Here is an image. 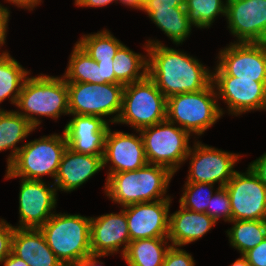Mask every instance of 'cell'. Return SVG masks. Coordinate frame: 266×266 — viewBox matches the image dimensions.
I'll return each mask as SVG.
<instances>
[{
    "label": "cell",
    "mask_w": 266,
    "mask_h": 266,
    "mask_svg": "<svg viewBox=\"0 0 266 266\" xmlns=\"http://www.w3.org/2000/svg\"><path fill=\"white\" fill-rule=\"evenodd\" d=\"M146 43L148 76L166 98L175 94L198 92L212 83V71L195 56L165 46L157 39H148Z\"/></svg>",
    "instance_id": "1"
},
{
    "label": "cell",
    "mask_w": 266,
    "mask_h": 266,
    "mask_svg": "<svg viewBox=\"0 0 266 266\" xmlns=\"http://www.w3.org/2000/svg\"><path fill=\"white\" fill-rule=\"evenodd\" d=\"M174 175L164 166L147 163L134 171L110 174L103 186L104 193L121 208L136 203L172 199L167 192Z\"/></svg>",
    "instance_id": "2"
},
{
    "label": "cell",
    "mask_w": 266,
    "mask_h": 266,
    "mask_svg": "<svg viewBox=\"0 0 266 266\" xmlns=\"http://www.w3.org/2000/svg\"><path fill=\"white\" fill-rule=\"evenodd\" d=\"M16 111L37 129L40 117L57 120L69 115L68 87L64 77L40 74L24 81L16 104ZM21 110V111H20Z\"/></svg>",
    "instance_id": "3"
},
{
    "label": "cell",
    "mask_w": 266,
    "mask_h": 266,
    "mask_svg": "<svg viewBox=\"0 0 266 266\" xmlns=\"http://www.w3.org/2000/svg\"><path fill=\"white\" fill-rule=\"evenodd\" d=\"M91 217L54 213L39 229L63 266L76 265L91 254Z\"/></svg>",
    "instance_id": "4"
},
{
    "label": "cell",
    "mask_w": 266,
    "mask_h": 266,
    "mask_svg": "<svg viewBox=\"0 0 266 266\" xmlns=\"http://www.w3.org/2000/svg\"><path fill=\"white\" fill-rule=\"evenodd\" d=\"M223 114L225 111L218 103L213 83L198 92L175 94L167 98L166 119L191 136L204 135Z\"/></svg>",
    "instance_id": "5"
},
{
    "label": "cell",
    "mask_w": 266,
    "mask_h": 266,
    "mask_svg": "<svg viewBox=\"0 0 266 266\" xmlns=\"http://www.w3.org/2000/svg\"><path fill=\"white\" fill-rule=\"evenodd\" d=\"M67 147L63 131L62 134L44 135L23 144L12 163L6 167L5 179L43 180V176H49L55 180Z\"/></svg>",
    "instance_id": "6"
},
{
    "label": "cell",
    "mask_w": 266,
    "mask_h": 266,
    "mask_svg": "<svg viewBox=\"0 0 266 266\" xmlns=\"http://www.w3.org/2000/svg\"><path fill=\"white\" fill-rule=\"evenodd\" d=\"M167 98L147 75L142 80L124 85L122 109L116 124L136 130L166 120Z\"/></svg>",
    "instance_id": "7"
},
{
    "label": "cell",
    "mask_w": 266,
    "mask_h": 266,
    "mask_svg": "<svg viewBox=\"0 0 266 266\" xmlns=\"http://www.w3.org/2000/svg\"><path fill=\"white\" fill-rule=\"evenodd\" d=\"M139 132L148 163L164 166L176 174L185 163L191 135L167 119Z\"/></svg>",
    "instance_id": "8"
},
{
    "label": "cell",
    "mask_w": 266,
    "mask_h": 266,
    "mask_svg": "<svg viewBox=\"0 0 266 266\" xmlns=\"http://www.w3.org/2000/svg\"><path fill=\"white\" fill-rule=\"evenodd\" d=\"M69 114L98 116L116 124L122 109L124 85L67 82Z\"/></svg>",
    "instance_id": "9"
},
{
    "label": "cell",
    "mask_w": 266,
    "mask_h": 266,
    "mask_svg": "<svg viewBox=\"0 0 266 266\" xmlns=\"http://www.w3.org/2000/svg\"><path fill=\"white\" fill-rule=\"evenodd\" d=\"M242 157L239 153L227 152L194 140L185 162L189 158L186 182L211 183L224 187L233 177L234 166Z\"/></svg>",
    "instance_id": "10"
},
{
    "label": "cell",
    "mask_w": 266,
    "mask_h": 266,
    "mask_svg": "<svg viewBox=\"0 0 266 266\" xmlns=\"http://www.w3.org/2000/svg\"><path fill=\"white\" fill-rule=\"evenodd\" d=\"M212 76L266 82V43L230 42L220 49Z\"/></svg>",
    "instance_id": "11"
},
{
    "label": "cell",
    "mask_w": 266,
    "mask_h": 266,
    "mask_svg": "<svg viewBox=\"0 0 266 266\" xmlns=\"http://www.w3.org/2000/svg\"><path fill=\"white\" fill-rule=\"evenodd\" d=\"M236 171L224 186L230 197L232 220H266V187L248 166Z\"/></svg>",
    "instance_id": "12"
},
{
    "label": "cell",
    "mask_w": 266,
    "mask_h": 266,
    "mask_svg": "<svg viewBox=\"0 0 266 266\" xmlns=\"http://www.w3.org/2000/svg\"><path fill=\"white\" fill-rule=\"evenodd\" d=\"M19 179V225L14 227L39 229L56 212L57 189L52 182Z\"/></svg>",
    "instance_id": "13"
},
{
    "label": "cell",
    "mask_w": 266,
    "mask_h": 266,
    "mask_svg": "<svg viewBox=\"0 0 266 266\" xmlns=\"http://www.w3.org/2000/svg\"><path fill=\"white\" fill-rule=\"evenodd\" d=\"M212 83L218 100L224 101L228 108L227 113L232 116L265 109L266 82L233 76H212Z\"/></svg>",
    "instance_id": "14"
},
{
    "label": "cell",
    "mask_w": 266,
    "mask_h": 266,
    "mask_svg": "<svg viewBox=\"0 0 266 266\" xmlns=\"http://www.w3.org/2000/svg\"><path fill=\"white\" fill-rule=\"evenodd\" d=\"M225 19L234 42L266 43V0L226 1Z\"/></svg>",
    "instance_id": "15"
},
{
    "label": "cell",
    "mask_w": 266,
    "mask_h": 266,
    "mask_svg": "<svg viewBox=\"0 0 266 266\" xmlns=\"http://www.w3.org/2000/svg\"><path fill=\"white\" fill-rule=\"evenodd\" d=\"M137 132L138 135L109 128L103 154V168L109 166L107 177L113 173L137 170L148 163L142 136L139 130Z\"/></svg>",
    "instance_id": "16"
},
{
    "label": "cell",
    "mask_w": 266,
    "mask_h": 266,
    "mask_svg": "<svg viewBox=\"0 0 266 266\" xmlns=\"http://www.w3.org/2000/svg\"><path fill=\"white\" fill-rule=\"evenodd\" d=\"M172 199L142 202L122 207L127 217L130 240L168 237Z\"/></svg>",
    "instance_id": "17"
},
{
    "label": "cell",
    "mask_w": 266,
    "mask_h": 266,
    "mask_svg": "<svg viewBox=\"0 0 266 266\" xmlns=\"http://www.w3.org/2000/svg\"><path fill=\"white\" fill-rule=\"evenodd\" d=\"M130 241L127 217L123 208L119 213L91 217L90 245L93 254L114 255L120 252L123 256Z\"/></svg>",
    "instance_id": "18"
},
{
    "label": "cell",
    "mask_w": 266,
    "mask_h": 266,
    "mask_svg": "<svg viewBox=\"0 0 266 266\" xmlns=\"http://www.w3.org/2000/svg\"><path fill=\"white\" fill-rule=\"evenodd\" d=\"M72 117L63 132L68 147L74 152L103 155L110 124L98 116L69 114Z\"/></svg>",
    "instance_id": "19"
},
{
    "label": "cell",
    "mask_w": 266,
    "mask_h": 266,
    "mask_svg": "<svg viewBox=\"0 0 266 266\" xmlns=\"http://www.w3.org/2000/svg\"><path fill=\"white\" fill-rule=\"evenodd\" d=\"M142 11L176 46L192 33L184 0H144Z\"/></svg>",
    "instance_id": "20"
},
{
    "label": "cell",
    "mask_w": 266,
    "mask_h": 266,
    "mask_svg": "<svg viewBox=\"0 0 266 266\" xmlns=\"http://www.w3.org/2000/svg\"><path fill=\"white\" fill-rule=\"evenodd\" d=\"M103 169V155L74 152L69 147L64 151L53 184L57 192L71 193Z\"/></svg>",
    "instance_id": "21"
},
{
    "label": "cell",
    "mask_w": 266,
    "mask_h": 266,
    "mask_svg": "<svg viewBox=\"0 0 266 266\" xmlns=\"http://www.w3.org/2000/svg\"><path fill=\"white\" fill-rule=\"evenodd\" d=\"M216 223L207 213L191 211L179 205V210L169 215L167 238L171 246L183 247L205 236Z\"/></svg>",
    "instance_id": "22"
},
{
    "label": "cell",
    "mask_w": 266,
    "mask_h": 266,
    "mask_svg": "<svg viewBox=\"0 0 266 266\" xmlns=\"http://www.w3.org/2000/svg\"><path fill=\"white\" fill-rule=\"evenodd\" d=\"M11 252L30 266H63L40 229L14 227Z\"/></svg>",
    "instance_id": "23"
},
{
    "label": "cell",
    "mask_w": 266,
    "mask_h": 266,
    "mask_svg": "<svg viewBox=\"0 0 266 266\" xmlns=\"http://www.w3.org/2000/svg\"><path fill=\"white\" fill-rule=\"evenodd\" d=\"M35 130L31 123L16 110L7 111L0 107V152L9 149L11 151L6 158L7 167L23 146L19 147L17 143H22Z\"/></svg>",
    "instance_id": "24"
},
{
    "label": "cell",
    "mask_w": 266,
    "mask_h": 266,
    "mask_svg": "<svg viewBox=\"0 0 266 266\" xmlns=\"http://www.w3.org/2000/svg\"><path fill=\"white\" fill-rule=\"evenodd\" d=\"M170 247L167 237L133 240L122 258L128 266H162Z\"/></svg>",
    "instance_id": "25"
},
{
    "label": "cell",
    "mask_w": 266,
    "mask_h": 266,
    "mask_svg": "<svg viewBox=\"0 0 266 266\" xmlns=\"http://www.w3.org/2000/svg\"><path fill=\"white\" fill-rule=\"evenodd\" d=\"M143 47L146 55L132 51L125 44L118 49L112 63L115 84L127 85L142 80L148 75V44L145 43Z\"/></svg>",
    "instance_id": "26"
},
{
    "label": "cell",
    "mask_w": 266,
    "mask_h": 266,
    "mask_svg": "<svg viewBox=\"0 0 266 266\" xmlns=\"http://www.w3.org/2000/svg\"><path fill=\"white\" fill-rule=\"evenodd\" d=\"M64 79L66 82L105 84L102 67L76 42L70 53Z\"/></svg>",
    "instance_id": "27"
},
{
    "label": "cell",
    "mask_w": 266,
    "mask_h": 266,
    "mask_svg": "<svg viewBox=\"0 0 266 266\" xmlns=\"http://www.w3.org/2000/svg\"><path fill=\"white\" fill-rule=\"evenodd\" d=\"M30 74L9 52L0 54V104L9 98L16 106L24 81Z\"/></svg>",
    "instance_id": "28"
},
{
    "label": "cell",
    "mask_w": 266,
    "mask_h": 266,
    "mask_svg": "<svg viewBox=\"0 0 266 266\" xmlns=\"http://www.w3.org/2000/svg\"><path fill=\"white\" fill-rule=\"evenodd\" d=\"M226 231L232 248L240 255L257 246L266 238V220H232Z\"/></svg>",
    "instance_id": "29"
},
{
    "label": "cell",
    "mask_w": 266,
    "mask_h": 266,
    "mask_svg": "<svg viewBox=\"0 0 266 266\" xmlns=\"http://www.w3.org/2000/svg\"><path fill=\"white\" fill-rule=\"evenodd\" d=\"M77 43L95 61L113 62L118 49L123 45L110 30H100L93 34H84Z\"/></svg>",
    "instance_id": "30"
},
{
    "label": "cell",
    "mask_w": 266,
    "mask_h": 266,
    "mask_svg": "<svg viewBox=\"0 0 266 266\" xmlns=\"http://www.w3.org/2000/svg\"><path fill=\"white\" fill-rule=\"evenodd\" d=\"M189 21L194 28H210L217 16L226 17V0H184Z\"/></svg>",
    "instance_id": "31"
},
{
    "label": "cell",
    "mask_w": 266,
    "mask_h": 266,
    "mask_svg": "<svg viewBox=\"0 0 266 266\" xmlns=\"http://www.w3.org/2000/svg\"><path fill=\"white\" fill-rule=\"evenodd\" d=\"M217 189L214 190V184L211 183L185 182L179 199L180 206L191 211L206 213L213 192Z\"/></svg>",
    "instance_id": "32"
},
{
    "label": "cell",
    "mask_w": 266,
    "mask_h": 266,
    "mask_svg": "<svg viewBox=\"0 0 266 266\" xmlns=\"http://www.w3.org/2000/svg\"><path fill=\"white\" fill-rule=\"evenodd\" d=\"M206 213L216 222L220 219L228 223L232 221L230 197L225 187H219L214 192Z\"/></svg>",
    "instance_id": "33"
},
{
    "label": "cell",
    "mask_w": 266,
    "mask_h": 266,
    "mask_svg": "<svg viewBox=\"0 0 266 266\" xmlns=\"http://www.w3.org/2000/svg\"><path fill=\"white\" fill-rule=\"evenodd\" d=\"M192 254L180 247L171 246L165 255L162 266H195Z\"/></svg>",
    "instance_id": "34"
},
{
    "label": "cell",
    "mask_w": 266,
    "mask_h": 266,
    "mask_svg": "<svg viewBox=\"0 0 266 266\" xmlns=\"http://www.w3.org/2000/svg\"><path fill=\"white\" fill-rule=\"evenodd\" d=\"M14 226L0 218V262L11 253Z\"/></svg>",
    "instance_id": "35"
},
{
    "label": "cell",
    "mask_w": 266,
    "mask_h": 266,
    "mask_svg": "<svg viewBox=\"0 0 266 266\" xmlns=\"http://www.w3.org/2000/svg\"><path fill=\"white\" fill-rule=\"evenodd\" d=\"M243 256L250 266H266V238L254 248L245 252Z\"/></svg>",
    "instance_id": "36"
},
{
    "label": "cell",
    "mask_w": 266,
    "mask_h": 266,
    "mask_svg": "<svg viewBox=\"0 0 266 266\" xmlns=\"http://www.w3.org/2000/svg\"><path fill=\"white\" fill-rule=\"evenodd\" d=\"M10 12L11 11L9 8H7V6L5 7L4 5L0 4V47H3L6 43ZM4 53H8V51H0V54Z\"/></svg>",
    "instance_id": "37"
},
{
    "label": "cell",
    "mask_w": 266,
    "mask_h": 266,
    "mask_svg": "<svg viewBox=\"0 0 266 266\" xmlns=\"http://www.w3.org/2000/svg\"><path fill=\"white\" fill-rule=\"evenodd\" d=\"M266 187V152L248 165Z\"/></svg>",
    "instance_id": "38"
},
{
    "label": "cell",
    "mask_w": 266,
    "mask_h": 266,
    "mask_svg": "<svg viewBox=\"0 0 266 266\" xmlns=\"http://www.w3.org/2000/svg\"><path fill=\"white\" fill-rule=\"evenodd\" d=\"M74 5L78 7H92V8H102L113 2L117 3L118 0H74Z\"/></svg>",
    "instance_id": "39"
},
{
    "label": "cell",
    "mask_w": 266,
    "mask_h": 266,
    "mask_svg": "<svg viewBox=\"0 0 266 266\" xmlns=\"http://www.w3.org/2000/svg\"><path fill=\"white\" fill-rule=\"evenodd\" d=\"M109 256V254H89L85 256L82 260V262L76 264V265H71V266H103L104 262L98 260L100 257H105Z\"/></svg>",
    "instance_id": "40"
},
{
    "label": "cell",
    "mask_w": 266,
    "mask_h": 266,
    "mask_svg": "<svg viewBox=\"0 0 266 266\" xmlns=\"http://www.w3.org/2000/svg\"><path fill=\"white\" fill-rule=\"evenodd\" d=\"M98 66L102 67L103 78H105V83H115V73L113 70V62H102L96 61Z\"/></svg>",
    "instance_id": "41"
},
{
    "label": "cell",
    "mask_w": 266,
    "mask_h": 266,
    "mask_svg": "<svg viewBox=\"0 0 266 266\" xmlns=\"http://www.w3.org/2000/svg\"><path fill=\"white\" fill-rule=\"evenodd\" d=\"M7 3L11 5H15L18 8L26 9L28 11H33L39 4H41L42 0H6Z\"/></svg>",
    "instance_id": "42"
},
{
    "label": "cell",
    "mask_w": 266,
    "mask_h": 266,
    "mask_svg": "<svg viewBox=\"0 0 266 266\" xmlns=\"http://www.w3.org/2000/svg\"><path fill=\"white\" fill-rule=\"evenodd\" d=\"M2 263L3 266H30L27 262L15 256L12 252L0 262V264Z\"/></svg>",
    "instance_id": "43"
},
{
    "label": "cell",
    "mask_w": 266,
    "mask_h": 266,
    "mask_svg": "<svg viewBox=\"0 0 266 266\" xmlns=\"http://www.w3.org/2000/svg\"><path fill=\"white\" fill-rule=\"evenodd\" d=\"M118 3H122L123 5H126L132 9L135 10H141L143 9L144 0H118Z\"/></svg>",
    "instance_id": "44"
},
{
    "label": "cell",
    "mask_w": 266,
    "mask_h": 266,
    "mask_svg": "<svg viewBox=\"0 0 266 266\" xmlns=\"http://www.w3.org/2000/svg\"><path fill=\"white\" fill-rule=\"evenodd\" d=\"M238 259H236L230 266H250L248 261L243 255H240Z\"/></svg>",
    "instance_id": "45"
}]
</instances>
